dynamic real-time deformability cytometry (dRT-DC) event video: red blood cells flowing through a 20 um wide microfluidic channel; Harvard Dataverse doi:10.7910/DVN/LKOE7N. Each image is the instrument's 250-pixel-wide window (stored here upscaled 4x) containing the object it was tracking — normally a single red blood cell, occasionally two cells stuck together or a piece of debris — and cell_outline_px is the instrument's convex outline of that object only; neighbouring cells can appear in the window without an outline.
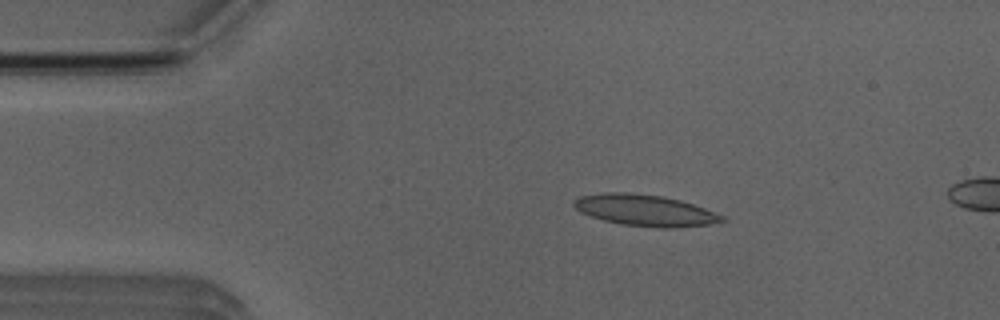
{"species": "Egyptian fruit bat (a non-hibernating species)", "species_latin": "Rousettus aegyptiacus", "temperature_condition": "room temperature", "stored_images_in_passage": 4, "camera_frame_rate_fps": 3000, "um_per_image_px": 0.085, "animal": {"sex": "male"}, "frame": {"image": 1, "passage_image": 2, "time_ms": 1.333, "image_size_px": [1000, 320], "cell_outline_px": [[728, 220], [708, 224], [672, 228], [664, 228], [624, 224], [604, 220], [580, 212], [572, 204], [572, 200], [580, 196], [604, 192], [628, 192], [664, 196], [680, 200], [704, 208], [724, 216]], "centroid_in_image_um": [54.81, 17.86], "position_along_channel_um": 30.2, "area_um2": 26.88}}